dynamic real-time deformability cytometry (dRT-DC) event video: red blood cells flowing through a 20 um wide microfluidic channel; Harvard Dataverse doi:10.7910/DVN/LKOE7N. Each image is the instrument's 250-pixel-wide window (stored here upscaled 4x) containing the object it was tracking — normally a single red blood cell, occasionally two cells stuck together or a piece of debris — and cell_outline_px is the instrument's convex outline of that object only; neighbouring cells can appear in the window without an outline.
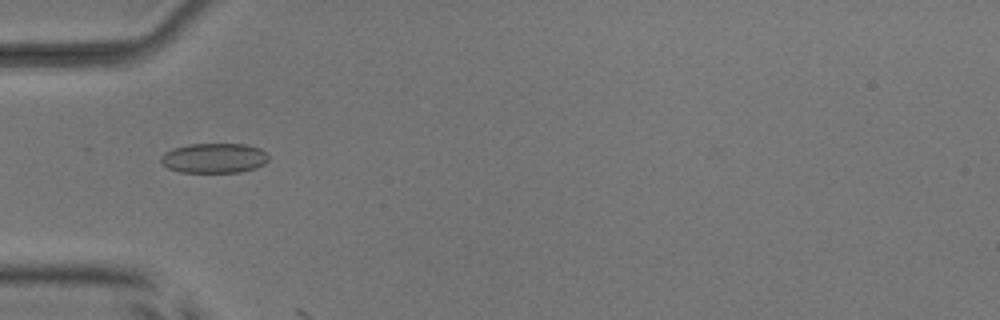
{"species": "common noctule bat (a hibernating species)", "species_latin": "Nyctalus noctula", "temperature_condition": "room temperature", "stored_images_in_passage": 19, "camera_frame_rate_fps": 3000, "um_per_image_px": 0.085, "animal": {"sex": "male", "body_mass_g": 17.9, "forearm_length_mm": 54.2}, "frame": {"image": 1, "passage_image": 18, "time_ms": 5.667, "image_size_px": [1000, 320], "cell_outline_px": [[268, 160], [264, 164], [256, 168], [240, 172], [180, 172], [168, 168], [160, 164], [160, 156], [164, 152], [172, 148], [188, 144], [244, 144], [260, 148], [268, 152]], "centroid_in_image_um": [18.18, 13.43], "position_along_channel_um": 66.8, "area_um2": 19.02}}